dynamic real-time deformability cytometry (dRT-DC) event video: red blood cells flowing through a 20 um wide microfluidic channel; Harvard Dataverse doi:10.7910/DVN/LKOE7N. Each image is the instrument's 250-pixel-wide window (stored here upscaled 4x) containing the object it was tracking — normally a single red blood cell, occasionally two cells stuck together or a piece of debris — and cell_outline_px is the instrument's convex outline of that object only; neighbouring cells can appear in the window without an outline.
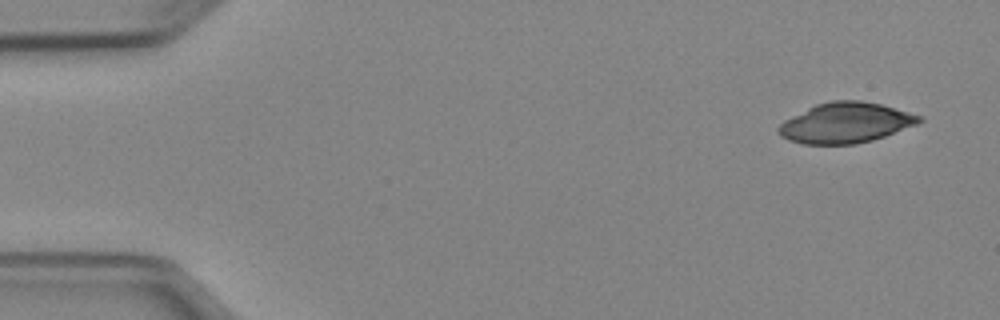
{"species": "Egyptian fruit bat (a non-hibernating species)", "species_latin": "Rousettus aegyptiacus", "temperature_condition": "cold", "stored_images_in_passage": 49, "camera_frame_rate_fps": 3000, "um_per_image_px": 0.085, "animal": {"sex": "female"}, "frame": {"image": 1, "passage_image": 1, "time_ms": 0.0, "image_size_px": [1000, 320], "cell_outline_px": [[924, 120], [916, 124], [884, 136], [872, 140], [856, 144], [804, 144], [788, 140], [780, 136], [776, 132], [776, 128], [784, 120], [816, 104], [832, 100], [860, 100], [880, 104], [924, 116]], "centroid_in_image_um": [71.86, 10.44], "position_along_channel_um": 13.1, "area_um2": 33.06}}
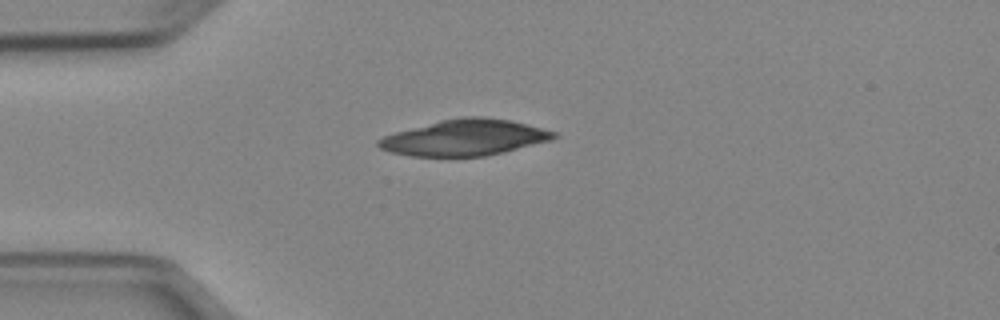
{"frame": {"image": 2, "passage_image": 11, "time_ms": 3.333, "image_size_px": [1000, 320], "cell_outline_px": [[560, 136], [552, 140], [504, 152], [484, 156], [412, 156], [392, 152], [380, 148], [376, 144], [376, 140], [384, 136], [396, 132], [440, 120], [464, 116], [484, 116], [512, 120], [528, 124], [556, 132]], "centroid_in_image_um": [39.54, 11.68], "position_along_channel_um": 45.5, "area_um2": 36.88}}
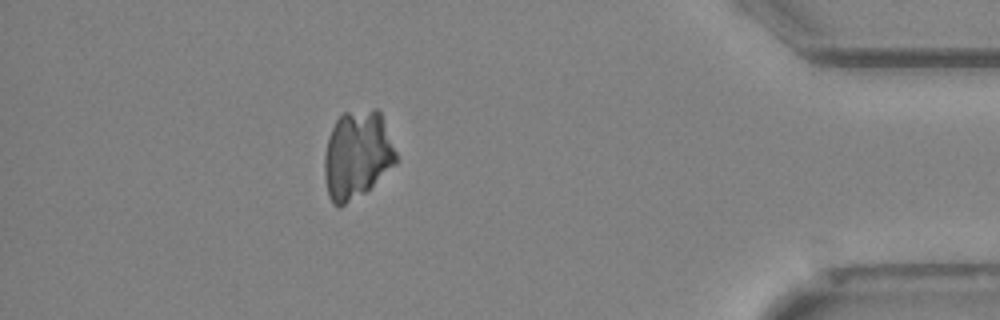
{"frame": {"image": 3, "passage_image": 43, "time_ms": 14.0, "image_size_px": [1000, 320], "cell_outline_px": [[400, 160], [396, 164], [364, 192], [340, 208], [336, 208], [332, 204], [328, 196], [324, 176], [324, 156], [328, 136], [336, 120], [344, 112], [372, 108], [376, 108], [380, 112]], "centroid_in_image_um": [30.34, 13.16], "position_along_channel_um": 404.9, "area_um2": 37.11}}